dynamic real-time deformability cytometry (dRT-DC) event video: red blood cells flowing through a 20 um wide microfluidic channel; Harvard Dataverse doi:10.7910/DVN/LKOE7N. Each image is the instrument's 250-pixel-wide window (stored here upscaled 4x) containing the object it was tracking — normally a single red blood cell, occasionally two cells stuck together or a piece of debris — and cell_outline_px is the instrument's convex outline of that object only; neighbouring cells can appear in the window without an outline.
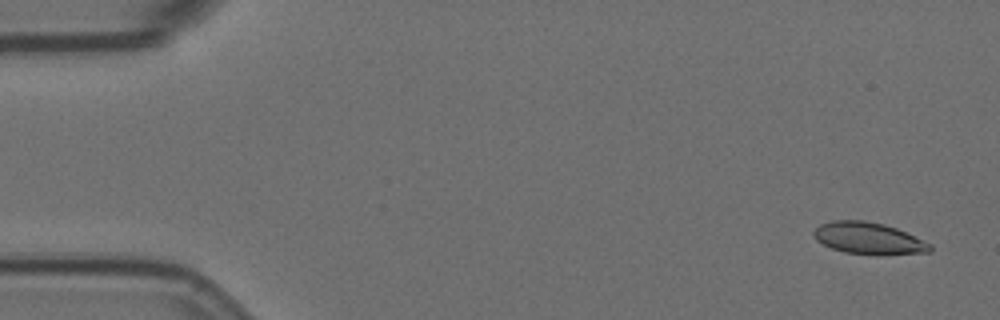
{"species": "Egyptian fruit bat (a non-hibernating species)", "species_latin": "Rousettus aegyptiacus", "temperature_condition": "room temperature", "stored_images_in_passage": 5, "camera_frame_rate_fps": 3000, "um_per_image_px": 0.085, "animal": {"sex": "female"}, "frame": {"image": 1, "passage_image": 1, "time_ms": 0.0, "image_size_px": [1000, 320], "cell_outline_px": [[932, 252], [880, 256], [876, 256], [844, 252], [832, 248], [816, 240], [812, 236], [812, 232], [820, 224], [832, 220], [864, 220], [884, 224], [896, 228], [932, 244]], "centroid_in_image_um": [73.84, 20.28], "position_along_channel_um": 11.2, "area_um2": 21.96}}
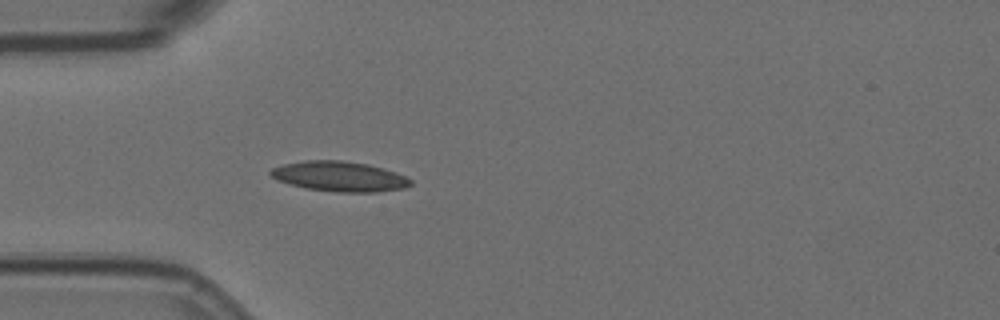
{"frame": {"image": 2, "passage_image": 5, "time_ms": 1.333, "image_size_px": [1000, 320], "cell_outline_px": [[412, 184], [404, 188], [376, 192], [336, 192], [304, 188], [288, 184], [276, 180], [268, 172], [272, 168], [284, 164], [304, 160], [340, 160], [368, 164], [384, 168], [396, 172], [412, 180]], "centroid_in_image_um": [28.84, 14.99], "position_along_channel_um": 56.2, "area_um2": 24.68}}